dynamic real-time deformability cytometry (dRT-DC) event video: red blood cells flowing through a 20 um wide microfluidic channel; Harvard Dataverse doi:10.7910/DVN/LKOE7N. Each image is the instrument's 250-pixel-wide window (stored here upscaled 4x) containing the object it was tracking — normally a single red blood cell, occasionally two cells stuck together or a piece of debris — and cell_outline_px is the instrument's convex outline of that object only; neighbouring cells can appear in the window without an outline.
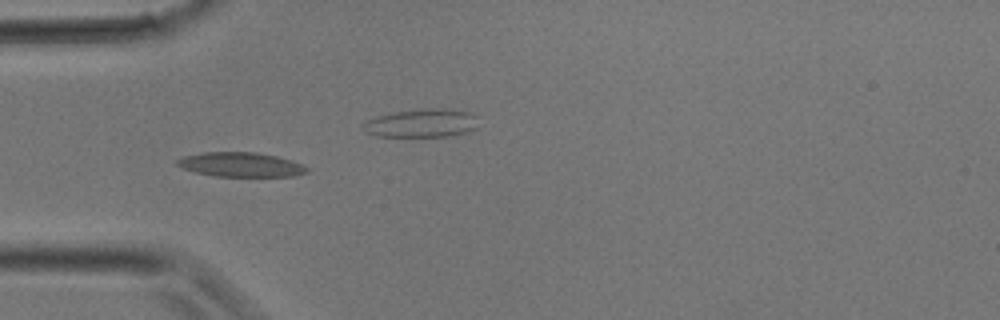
{"species": "common noctule bat (a hibernating species)", "species_latin": "Nyctalus noctula", "temperature_condition": "room temperature", "stored_images_in_passage": 28, "camera_frame_rate_fps": 3000, "um_per_image_px": 0.085, "animal": {"sex": "male", "body_mass_g": 17.9}, "frame": {"image": 1, "passage_image": 5, "time_ms": 1.333, "image_size_px": [1000, 320], "cell_outline_px": [[308, 172], [292, 176], [216, 176], [196, 172], [180, 168], [176, 164], [176, 160], [184, 156], [204, 152], [256, 152], [276, 156], [292, 160], [308, 168]], "centroid_in_image_um": [20.44, 13.98], "position_along_channel_um": 64.6, "area_um2": 18.38}}
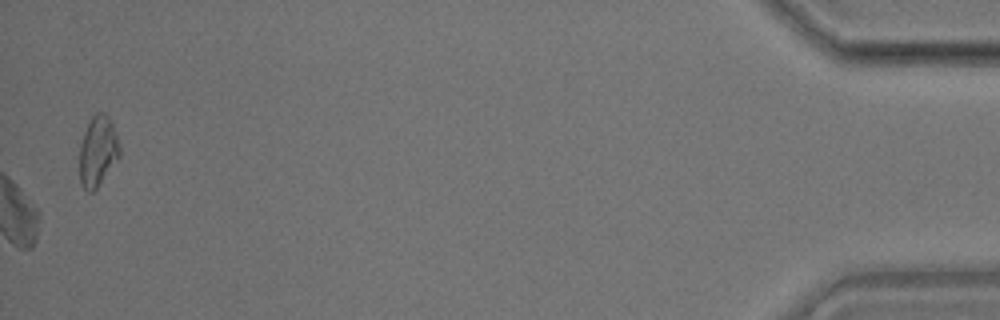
{"frame": {"image": 2, "passage_image": 28, "time_ms": 9.0, "image_size_px": [1000, 320], "cell_outline_px": [[120, 156], [96, 188], [92, 192], [88, 192], [84, 188], [80, 180], [80, 144], [84, 132], [92, 116], [96, 112], [104, 112], [108, 116], [112, 124], [120, 148]], "centroid_in_image_um": [8.31, 12.84], "position_along_channel_um": 426.9, "area_um2": 16.13}}